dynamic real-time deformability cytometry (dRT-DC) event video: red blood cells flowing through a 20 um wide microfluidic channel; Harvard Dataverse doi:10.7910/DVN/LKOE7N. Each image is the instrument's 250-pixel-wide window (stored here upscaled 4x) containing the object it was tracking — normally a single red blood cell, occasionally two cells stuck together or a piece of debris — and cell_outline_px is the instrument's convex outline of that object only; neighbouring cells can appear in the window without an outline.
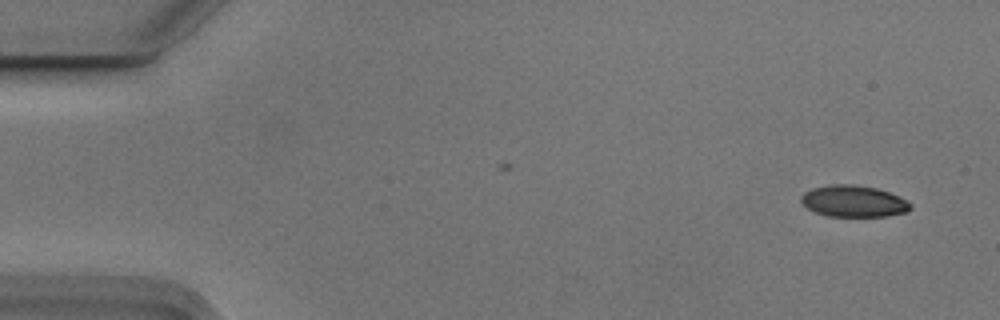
{"species": "Egyptian fruit bat (a non-hibernating species)", "species_latin": "Rousettus aegyptiacus", "temperature_condition": "cold", "stored_images_in_passage": 7, "camera_frame_rate_fps": 3000, "um_per_image_px": 0.085, "animal": {"sex": "male"}, "frame": {"image": 1, "passage_image": 1, "time_ms": 0.0, "image_size_px": [1000, 320], "cell_outline_px": [[912, 208], [908, 212], [888, 216], [828, 216], [816, 212], [808, 208], [800, 200], [800, 196], [804, 192], [812, 188], [832, 184], [852, 184], [876, 188], [900, 196], [908, 200], [912, 204]], "centroid_in_image_um": [72.59, 17.1], "position_along_channel_um": 12.4, "area_um2": 20.23}}
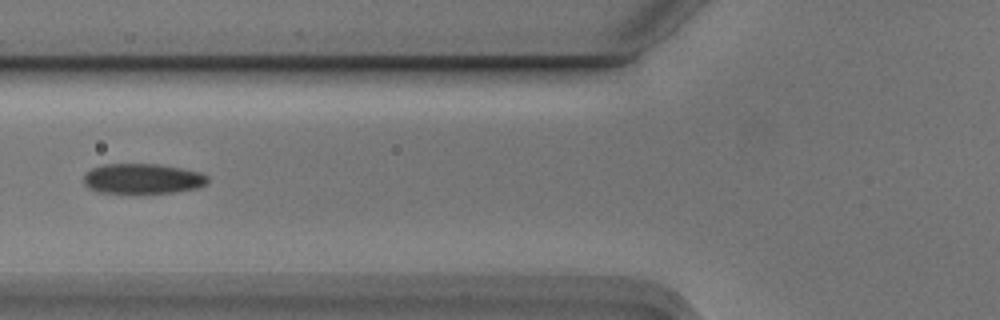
{"frame": {"image": 2, "passage_image": 6, "time_ms": 1.667, "image_size_px": [1000, 320], "cell_outline_px": [[208, 180], [204, 184], [196, 188], [172, 192], [96, 192], [88, 188], [84, 184], [84, 176], [92, 168], [104, 164], [156, 164], [180, 168], [200, 172], [208, 176]], "centroid_in_image_um": [12.09, 15.18], "position_along_channel_um": 113.7, "area_um2": 21.39}}
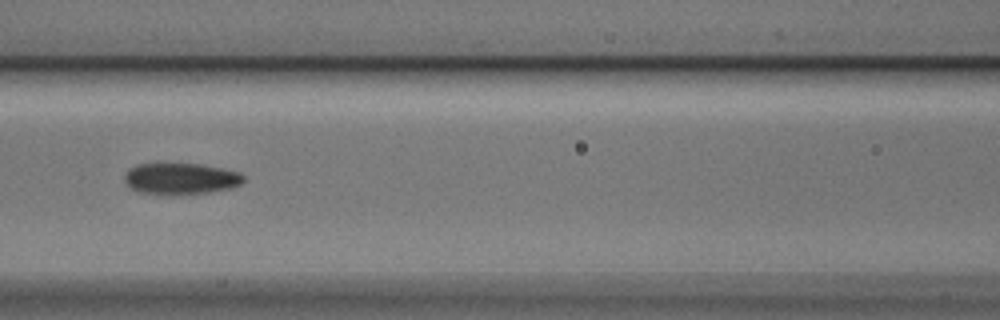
{"frame": {"image": 3, "passage_image": 7, "time_ms": 2.0, "image_size_px": [1000, 320], "cell_outline_px": [[244, 180], [240, 184], [232, 188], [208, 192], [168, 196], [140, 192], [132, 188], [124, 180], [124, 176], [128, 168], [136, 164], [156, 160], [200, 164], [240, 172], [244, 176]], "centroid_in_image_um": [15.29, 15.14], "position_along_channel_um": 151.3, "area_um2": 22.83}}